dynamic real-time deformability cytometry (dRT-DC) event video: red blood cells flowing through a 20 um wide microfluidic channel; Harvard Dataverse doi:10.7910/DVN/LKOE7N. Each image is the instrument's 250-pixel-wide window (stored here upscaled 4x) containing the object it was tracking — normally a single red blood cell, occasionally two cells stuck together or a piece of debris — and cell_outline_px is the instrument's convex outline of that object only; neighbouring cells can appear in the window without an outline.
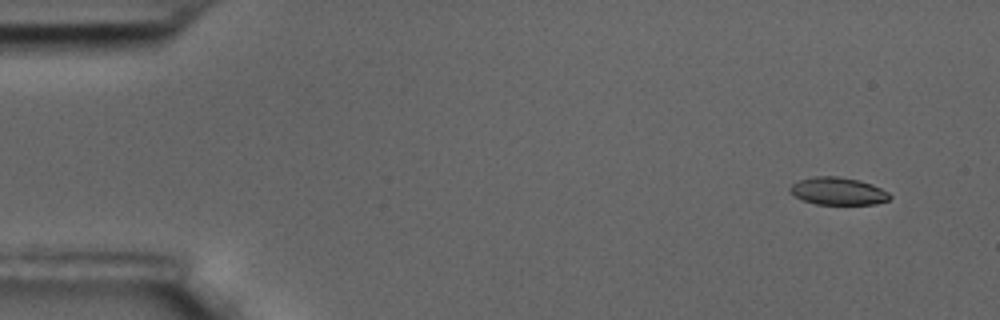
{"species": "common noctule bat (a hibernating species)", "species_latin": "Nyctalus noctula", "temperature_condition": "room temperature", "stored_images_in_passage": 5, "camera_frame_rate_fps": 3000, "um_per_image_px": 0.085, "animal": {"sex": "male", "body_mass_g": 17.5, "forearm_length_mm": 52.3}, "frame": {"image": 1, "passage_image": 2, "time_ms": 0.333, "image_size_px": [1000, 320], "cell_outline_px": [[892, 196], [888, 200], [876, 204], [816, 204], [804, 200], [788, 192], [788, 188], [792, 184], [800, 180], [816, 176], [836, 176], [860, 180], [872, 184], [888, 192]], "centroid_in_image_um": [71.23, 16.24], "position_along_channel_um": 13.8, "area_um2": 15.95}}